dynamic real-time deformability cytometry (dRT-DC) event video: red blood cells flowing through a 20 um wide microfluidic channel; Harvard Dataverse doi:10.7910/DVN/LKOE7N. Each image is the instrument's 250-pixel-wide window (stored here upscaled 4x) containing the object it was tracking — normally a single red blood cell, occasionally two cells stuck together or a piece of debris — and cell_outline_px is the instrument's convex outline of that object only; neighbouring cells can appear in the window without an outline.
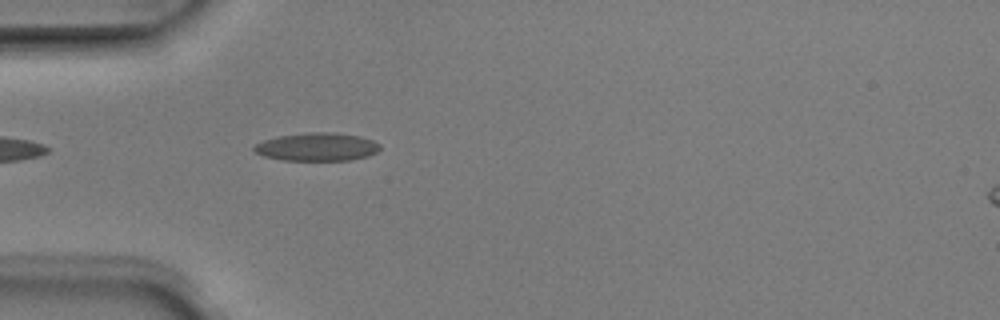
{"species": "Egyptian fruit bat (a non-hibernating species)", "species_latin": "Rousettus aegyptiacus", "temperature_condition": "room temperature", "stored_images_in_passage": 2, "camera_frame_rate_fps": 3000, "um_per_image_px": 0.085, "animal": {"sex": "male"}, "frame": {"image": 1, "passage_image": 2, "time_ms": 0.333, "image_size_px": [1000, 320], "cell_outline_px": [[380, 148], [376, 152], [368, 156], [352, 160], [284, 160], [264, 156], [256, 152], [252, 148], [256, 144], [264, 140], [280, 136], [308, 132], [336, 132], [360, 136], [372, 140], [380, 144]], "centroid_in_image_um": [26.98, 12.48], "position_along_channel_um": 58.0, "area_um2": 20.58}}